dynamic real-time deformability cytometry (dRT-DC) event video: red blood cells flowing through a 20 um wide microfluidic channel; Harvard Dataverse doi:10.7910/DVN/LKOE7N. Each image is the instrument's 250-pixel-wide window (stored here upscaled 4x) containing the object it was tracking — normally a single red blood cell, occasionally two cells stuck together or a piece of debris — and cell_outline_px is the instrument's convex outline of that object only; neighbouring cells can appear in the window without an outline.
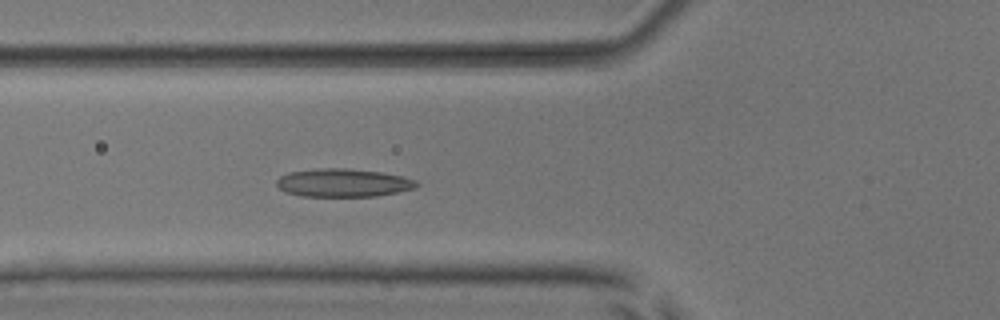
{"species": "common noctule bat (a hibernating species)", "species_latin": "Nyctalus noctula", "temperature_condition": "room temperature", "stored_images_in_passage": 6, "camera_frame_rate_fps": 3000, "um_per_image_px": 0.085, "animal": {"sex": "male", "body_mass_g": 17.9, "forearm_length_mm": 54.2}, "frame": {"image": 1, "passage_image": 6, "time_ms": 5.667, "image_size_px": [1000, 320], "cell_outline_px": [[420, 184], [416, 188], [376, 196], [300, 196], [284, 192], [276, 188], [276, 180], [280, 176], [288, 172], [320, 168], [348, 168], [380, 172], [404, 176], [416, 180]], "centroid_in_image_um": [29.14, 15.53], "position_along_channel_um": 96.7, "area_um2": 23.24}}